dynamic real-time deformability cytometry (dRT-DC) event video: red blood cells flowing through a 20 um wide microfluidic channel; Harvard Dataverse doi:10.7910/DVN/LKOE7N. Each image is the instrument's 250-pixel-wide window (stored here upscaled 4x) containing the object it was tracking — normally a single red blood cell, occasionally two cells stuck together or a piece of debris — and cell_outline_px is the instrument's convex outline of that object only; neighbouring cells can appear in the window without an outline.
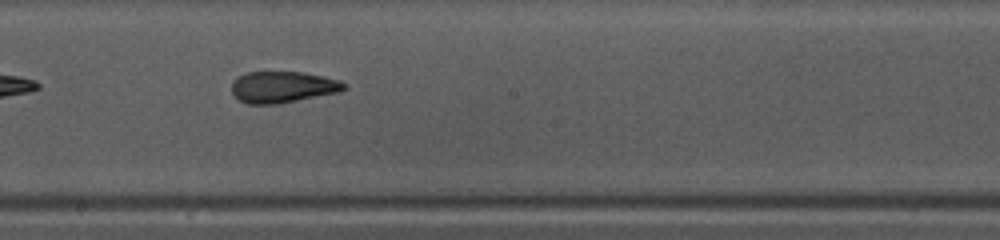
{"species": "common noctule bat (a hibernating species)", "species_latin": "Nyctalus noctula", "temperature_condition": "warm", "stored_images_in_passage": 23, "camera_frame_rate_fps": 3000, "um_per_image_px": 0.085, "animal": {"sex": "female", "body_mass_g": 10.0, "forearm_length_mm": 53.1}, "frame": {"image": 1, "passage_image": 14, "time_ms": 4.333, "image_size_px": [1000, 240], "cell_outline_px": [[348, 88], [336, 92], [276, 104], [248, 104], [240, 100], [232, 92], [232, 84], [244, 72], [304, 72], [324, 76], [340, 80], [348, 84]], "centroid_in_image_um": [24.06, 7.38], "position_along_channel_um": 224.1, "area_um2": 20.35}}
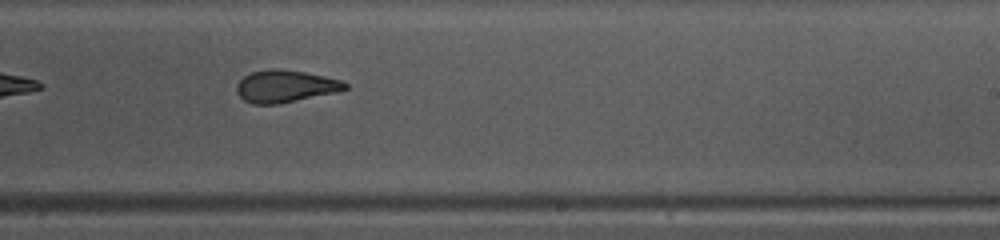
{"frame": {"image": 2, "passage_image": 17, "time_ms": 5.333, "image_size_px": [1000, 240], "cell_outline_px": [[348, 88], [336, 92], [276, 104], [252, 104], [244, 100], [236, 92], [236, 84], [244, 76], [252, 72], [268, 68], [276, 68], [304, 72], [324, 76], [340, 80], [348, 84]], "centroid_in_image_um": [24.21, 7.32], "position_along_channel_um": 264.8, "area_um2": 20.23}}